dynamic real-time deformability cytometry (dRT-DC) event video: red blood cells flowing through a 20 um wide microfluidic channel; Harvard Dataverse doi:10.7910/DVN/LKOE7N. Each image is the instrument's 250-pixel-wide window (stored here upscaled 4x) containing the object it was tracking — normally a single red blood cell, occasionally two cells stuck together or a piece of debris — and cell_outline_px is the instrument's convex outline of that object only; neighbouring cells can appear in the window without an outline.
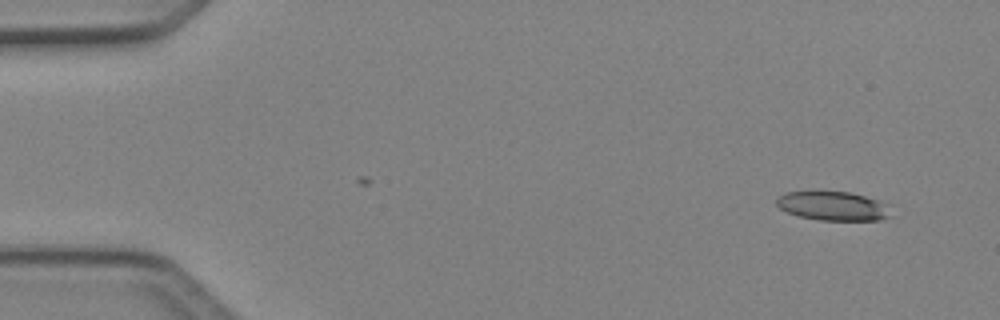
{"species": "Egyptian fruit bat (a non-hibernating species)", "species_latin": "Rousettus aegyptiacus", "temperature_condition": "cold", "stored_images_in_passage": 3, "camera_frame_rate_fps": 3000, "um_per_image_px": 0.085, "animal": {"sex": "female"}, "frame": {"image": 1, "passage_image": 3, "time_ms": 0.667, "image_size_px": [1000, 320], "cell_outline_px": [[892, 216], [880, 220], [820, 220], [800, 216], [788, 212], [780, 208], [776, 204], [776, 200], [784, 192], [848, 192], [864, 196], [876, 200]], "centroid_in_image_um": [70.73, 17.52], "position_along_channel_um": 14.3, "area_um2": 18.67}}